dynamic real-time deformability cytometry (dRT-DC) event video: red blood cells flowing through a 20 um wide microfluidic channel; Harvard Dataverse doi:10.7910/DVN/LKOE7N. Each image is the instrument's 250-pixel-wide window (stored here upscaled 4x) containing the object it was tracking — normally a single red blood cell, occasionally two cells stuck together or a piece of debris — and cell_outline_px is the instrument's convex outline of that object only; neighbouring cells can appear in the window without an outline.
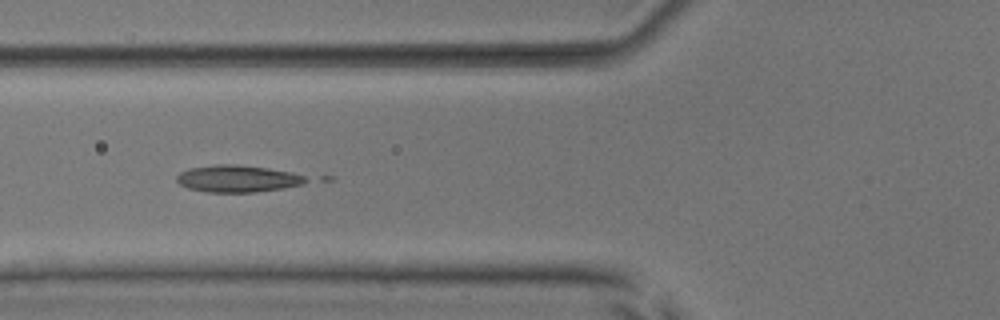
{"species": "common noctule bat (a hibernating species)", "species_latin": "Nyctalus noctula", "temperature_condition": "room temperature", "stored_images_in_passage": 41, "camera_frame_rate_fps": 3000, "um_per_image_px": 0.085, "animal": {"sex": "male", "body_mass_g": 17.9, "forearm_length_mm": 54.2}, "frame": {"image": 1, "passage_image": 8, "time_ms": 2.333, "image_size_px": [1000, 320], "cell_outline_px": [[312, 180], [304, 184], [284, 188], [256, 192], [208, 192], [188, 188], [180, 184], [176, 180], [176, 176], [180, 172], [188, 168], [216, 164], [236, 164], [268, 168], [292, 172], [304, 176]], "centroid_in_image_um": [20.22, 15.18], "position_along_channel_um": 105.6, "area_um2": 20.52}}
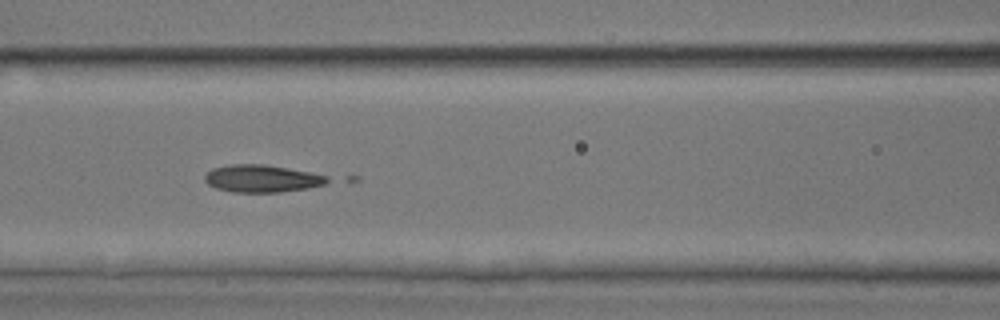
{"frame": {"image": 2, "passage_image": 11, "time_ms": 3.333, "image_size_px": [1000, 320], "cell_outline_px": [[332, 180], [324, 184], [308, 188], [280, 192], [232, 192], [216, 188], [208, 184], [204, 180], [204, 176], [212, 168], [232, 164], [264, 164], [288, 168], [328, 176]], "centroid_in_image_um": [22.26, 15.18], "position_along_channel_um": 144.3, "area_um2": 19.54}}
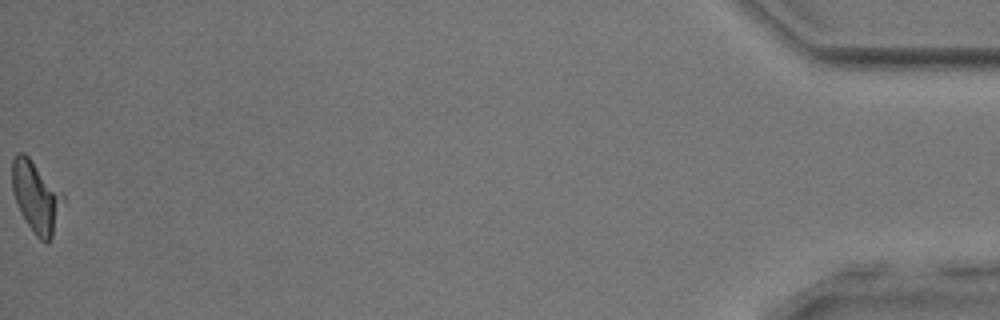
{"frame": {"image": 3, "passage_image": 41, "time_ms": 13.333, "image_size_px": [1000, 320], "cell_outline_px": [[64, 200], [52, 236], [48, 244], [44, 244], [36, 236], [20, 212], [12, 188], [12, 160], [16, 152], [24, 152], [64, 192]], "centroid_in_image_um": [3.08, 16.71], "position_along_channel_um": 432.1, "area_um2": 21.21}, "authors_computed_cell_mechanics": {"area_um2": 19.652, "velocity_mm_per_s": 3.8608, "shape_relaxation_time_tau1_ms": 3.4453, "shape_relaxation_time_tau2_ms": null, "deformation_change_tau1": 0.3699, "deformation_change_tau2": null}}